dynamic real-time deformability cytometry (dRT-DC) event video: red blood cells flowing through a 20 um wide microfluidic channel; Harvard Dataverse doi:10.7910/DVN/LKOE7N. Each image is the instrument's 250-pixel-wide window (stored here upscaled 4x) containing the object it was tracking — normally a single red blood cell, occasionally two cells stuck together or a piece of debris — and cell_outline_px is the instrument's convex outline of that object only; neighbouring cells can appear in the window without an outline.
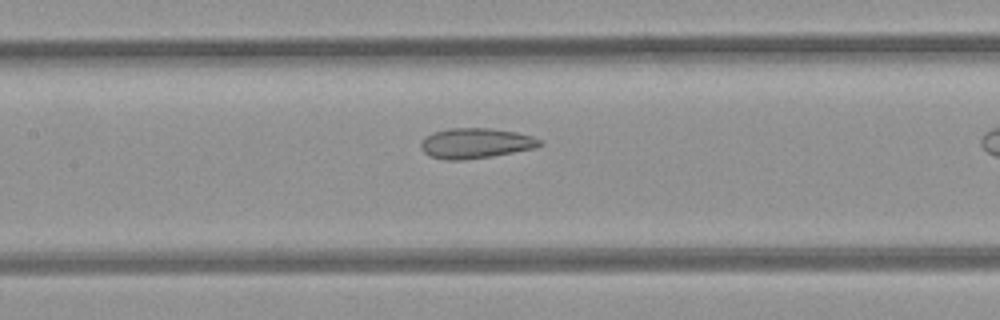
{"species": "common noctule bat (a hibernating species)", "species_latin": "Nyctalus noctula", "temperature_condition": "room temperature", "stored_images_in_passage": 24, "camera_frame_rate_fps": 3000, "um_per_image_px": 0.085, "animal": {"sex": "female", "body_mass_g": 21.9}, "frame": {"image": 1, "passage_image": 11, "time_ms": 3.333, "image_size_px": [1000, 320], "cell_outline_px": [[544, 144], [536, 148], [492, 156], [464, 160], [444, 160], [432, 156], [424, 152], [420, 148], [420, 144], [432, 132], [448, 128], [492, 128], [516, 132], [532, 136], [544, 140]], "centroid_in_image_um": [40.48, 12.17], "position_along_channel_um": 166.9, "area_um2": 21.1}}
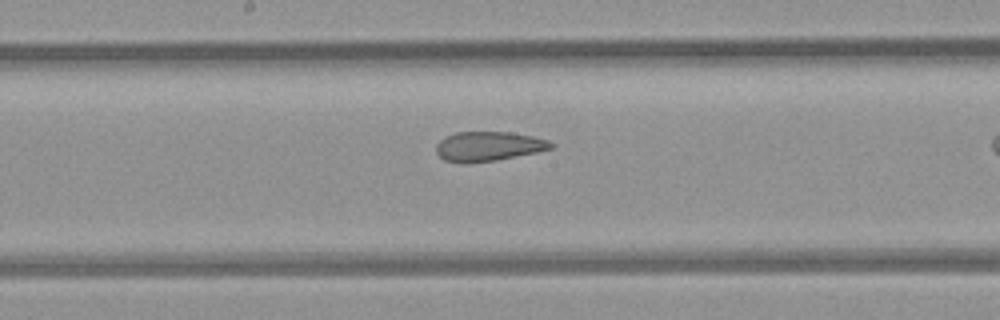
{"frame": {"image": 2, "passage_image": 14, "time_ms": 4.333, "image_size_px": [1000, 320], "cell_outline_px": [[556, 144], [552, 148], [536, 152], [496, 160], [464, 164], [444, 160], [436, 152], [436, 144], [444, 136], [456, 132], [512, 132], [532, 136], [548, 140]], "centroid_in_image_um": [41.49, 12.43], "position_along_channel_um": 206.7, "area_um2": 19.88}}
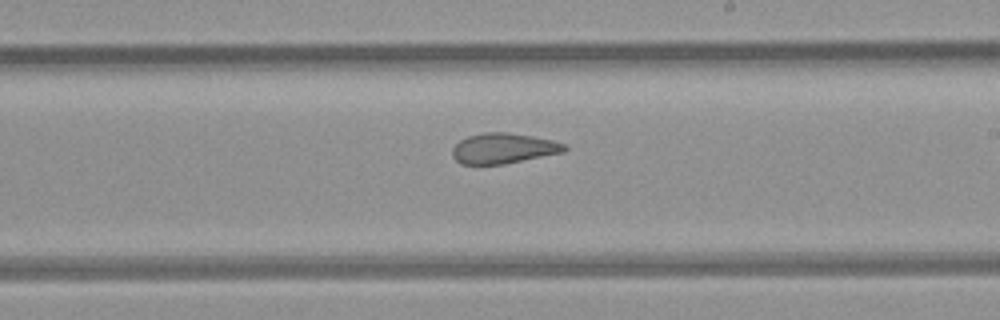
{"frame": {"image": 3, "passage_image": 17, "time_ms": 5.333, "image_size_px": [1000, 320], "cell_outline_px": [[568, 148], [564, 152], [504, 164], [460, 164], [452, 156], [452, 148], [460, 140], [468, 136], [484, 132], [508, 132], [532, 136], [552, 140], [564, 144]], "centroid_in_image_um": [42.77, 12.61], "position_along_channel_um": 246.2, "area_um2": 19.83}}